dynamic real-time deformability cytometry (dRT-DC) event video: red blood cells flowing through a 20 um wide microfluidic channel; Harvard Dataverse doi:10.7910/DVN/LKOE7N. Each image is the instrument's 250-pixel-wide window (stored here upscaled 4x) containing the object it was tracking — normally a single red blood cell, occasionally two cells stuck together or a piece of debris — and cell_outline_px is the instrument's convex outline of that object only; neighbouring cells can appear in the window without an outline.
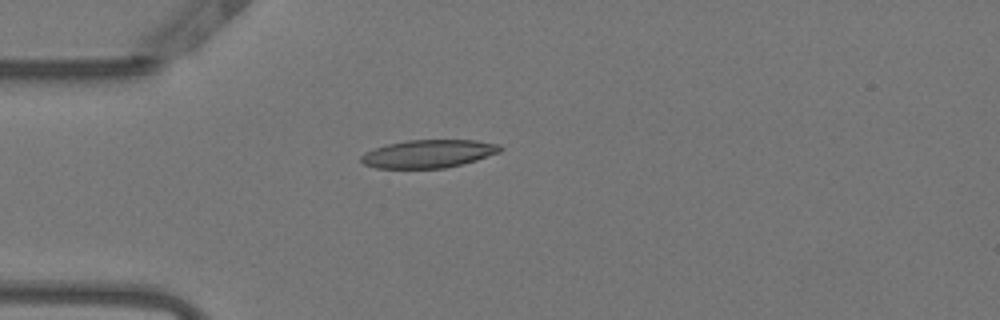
{"species": "Egyptian fruit bat (a non-hibernating species)", "species_latin": "Rousettus aegyptiacus", "temperature_condition": "warm", "stored_images_in_passage": 32, "camera_frame_rate_fps": 3000, "um_per_image_px": 0.085, "animal": {"sex": "female"}, "frame": {"image": 1, "passage_image": 1, "time_ms": 0.0, "image_size_px": [1000, 320], "cell_outline_px": [[504, 148], [500, 152], [476, 160], [444, 168], [376, 168], [364, 164], [360, 160], [360, 156], [364, 152], [388, 144], [408, 140], [476, 140], [500, 144]], "centroid_in_image_um": [36.43, 13.06], "position_along_channel_um": 48.6, "area_um2": 22.66}}
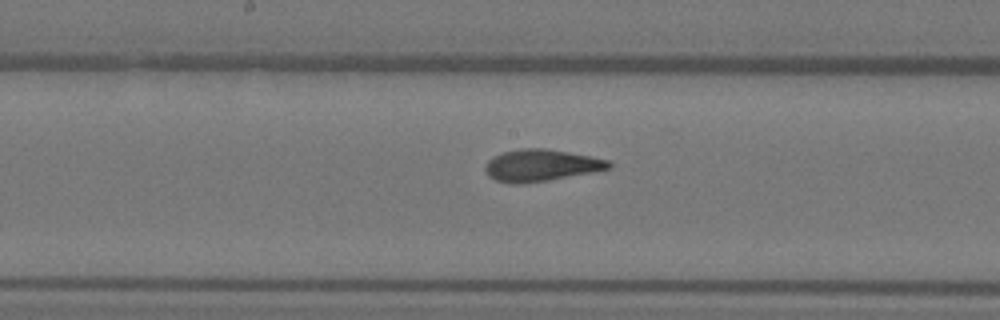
{"frame": {"image": 2, "passage_image": 14, "time_ms": 4.333, "image_size_px": [1000, 320], "cell_outline_px": [[612, 168], [596, 172], [548, 180], [520, 184], [512, 184], [496, 180], [488, 176], [484, 168], [484, 164], [492, 156], [504, 152], [520, 148], [544, 148], [568, 152], [608, 160], [612, 164]], "centroid_in_image_um": [45.97, 14.06], "position_along_channel_um": 202.2, "area_um2": 23.06}}
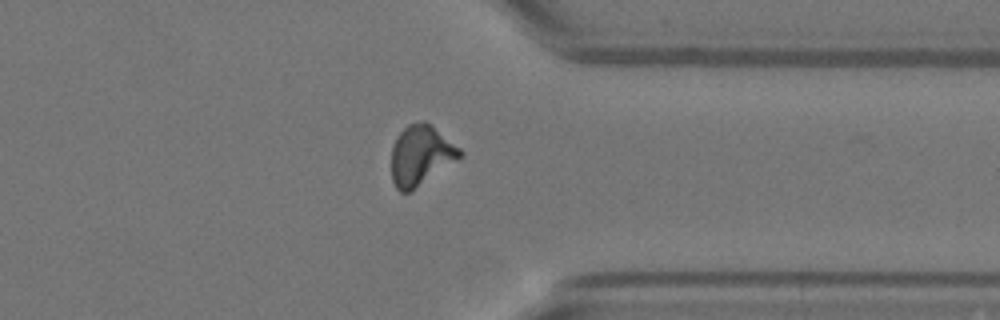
{"frame": {"image": 3, "passage_image": 28, "time_ms": 9.0, "image_size_px": [1000, 320], "cell_outline_px": [[464, 152], [460, 156], [412, 192], [400, 192], [396, 188], [392, 180], [392, 148], [396, 136], [408, 124], [424, 120], [460, 148]], "centroid_in_image_um": [35.73, 13.22], "position_along_channel_um": 375.7, "area_um2": 23.58}, "authors_computed_cell_mechanics": {"area_um2": 22.6576, "velocity_mm_per_s": 3.8297, "shape_relaxation_time_tau1_ms": 7.8665, "shape_relaxation_time_tau2_ms": 1.3926, "deformation_change_tau1": 0.2749, "deformation_change_tau2": 0.1011}}